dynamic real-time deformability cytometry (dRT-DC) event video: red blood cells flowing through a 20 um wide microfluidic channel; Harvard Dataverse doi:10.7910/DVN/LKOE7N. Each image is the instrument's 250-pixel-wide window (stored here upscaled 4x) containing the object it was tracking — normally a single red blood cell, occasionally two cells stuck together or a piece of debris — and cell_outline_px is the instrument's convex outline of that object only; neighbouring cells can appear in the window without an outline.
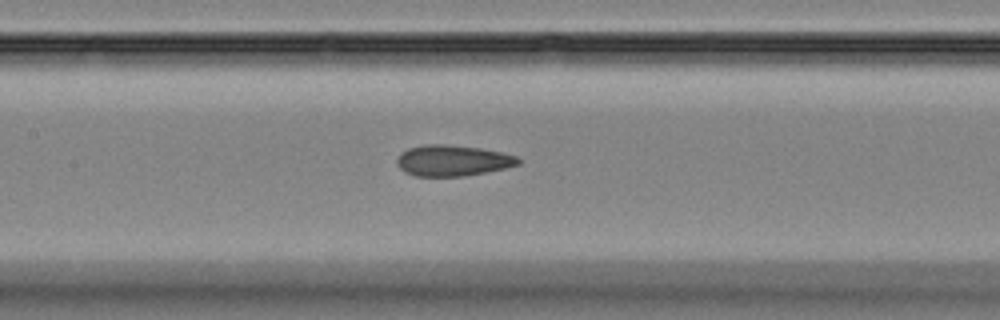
{"species": "Egyptian fruit bat (a non-hibernating species)", "species_latin": "Rousettus aegyptiacus", "temperature_condition": "room temperature", "stored_images_in_passage": 33, "camera_frame_rate_fps": 3000, "um_per_image_px": 0.085, "animal": {"sex": "female"}, "frame": {"image": 1, "passage_image": 9, "time_ms": 2.667, "image_size_px": [1000, 320], "cell_outline_px": [[520, 164], [504, 168], [464, 176], [416, 176], [404, 172], [396, 164], [396, 160], [400, 152], [408, 148], [428, 144], [444, 144], [480, 148], [504, 152], [516, 156], [520, 160]], "centroid_in_image_um": [38.45, 13.64], "position_along_channel_um": 169.0, "area_um2": 21.91}}
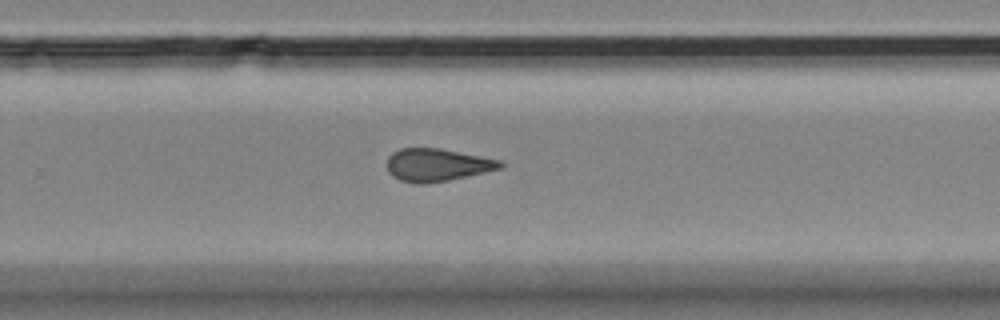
{"frame": {"image": 2, "passage_image": 19, "time_ms": 6.0, "image_size_px": [1000, 320], "cell_outline_px": [[504, 164], [500, 168], [484, 172], [448, 180], [424, 184], [416, 184], [400, 180], [392, 176], [388, 172], [388, 156], [392, 152], [400, 148], [440, 148], [500, 160]], "centroid_in_image_um": [37.11, 14.01], "position_along_channel_um": 292.7, "area_um2": 21.44}}
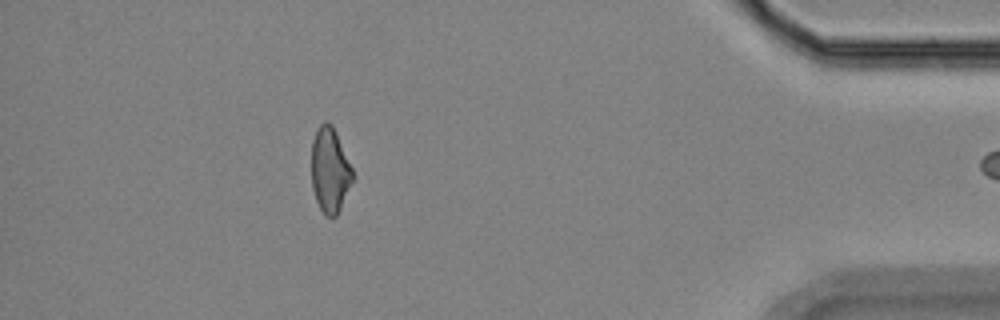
{"frame": {"image": 3, "passage_image": 32, "time_ms": 10.333, "image_size_px": [1000, 320], "cell_outline_px": [[352, 180], [340, 208], [336, 216], [324, 216], [316, 200], [312, 188], [312, 140], [316, 128], [324, 120], [328, 120], [332, 124], [352, 168]], "centroid_in_image_um": [28.01, 14.42], "position_along_channel_um": 407.2, "area_um2": 20.17}}